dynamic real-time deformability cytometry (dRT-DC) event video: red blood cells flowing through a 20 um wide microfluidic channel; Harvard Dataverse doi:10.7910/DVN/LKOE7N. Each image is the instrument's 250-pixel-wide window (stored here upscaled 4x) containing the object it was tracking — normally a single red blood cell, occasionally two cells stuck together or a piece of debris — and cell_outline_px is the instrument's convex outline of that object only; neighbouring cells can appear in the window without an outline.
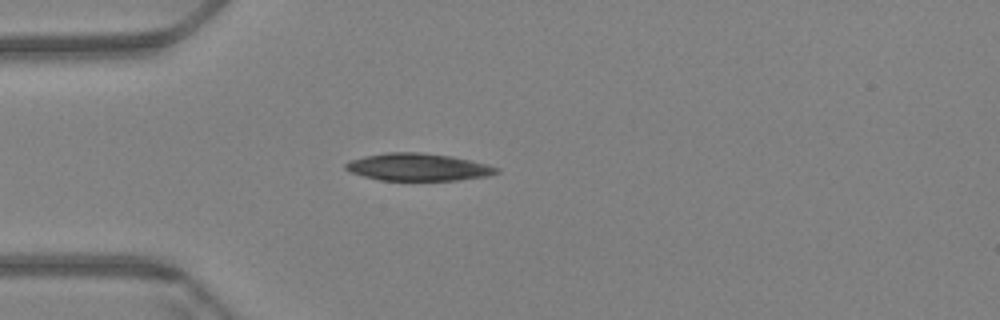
{"species": "Egyptian fruit bat (a non-hibernating species)", "species_latin": "Rousettus aegyptiacus", "temperature_condition": "warm", "stored_images_in_passage": 45, "camera_frame_rate_fps": 3000, "um_per_image_px": 0.085, "animal": {"sex": "female"}, "frame": {"image": 1, "passage_image": 1, "time_ms": 0.0, "image_size_px": [1000, 320], "cell_outline_px": [[500, 172], [488, 176], [460, 180], [380, 180], [364, 176], [352, 172], [344, 168], [344, 164], [352, 160], [364, 156], [388, 152], [420, 152], [452, 156], [488, 164], [500, 168]], "centroid_in_image_um": [35.58, 14.2], "position_along_channel_um": 49.4, "area_um2": 24.1}}
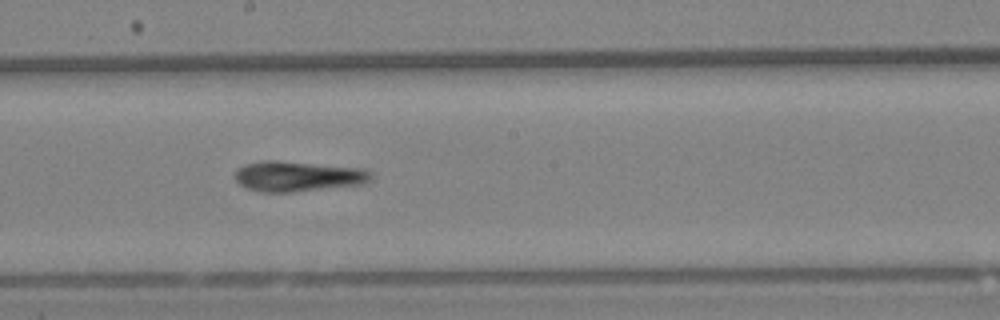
{"frame": {"image": 2, "passage_image": 18, "time_ms": 5.667, "image_size_px": [1000, 320], "cell_outline_px": [[372, 180], [364, 184], [292, 192], [260, 192], [248, 188], [240, 184], [232, 176], [244, 164], [264, 160], [276, 160], [360, 168], [372, 172]], "centroid_in_image_um": [25.32, 14.99], "position_along_channel_um": 222.9, "area_um2": 24.04}}
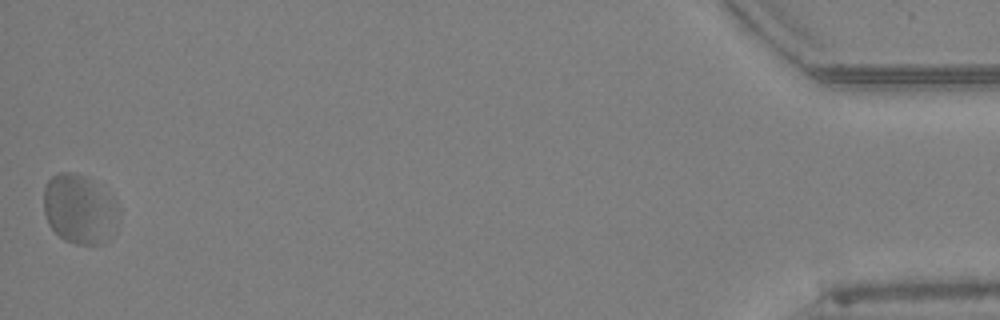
{"frame": {"image": 3, "passage_image": 45, "time_ms": 14.667, "image_size_px": [1000, 320], "cell_outline_px": [[120, 212], [104, 244], [76, 244], [64, 240], [48, 224], [44, 212], [44, 188], [48, 180], [52, 176], [60, 172], [72, 172], [84, 176]], "centroid_in_image_um": [6.64, 17.81], "position_along_channel_um": 428.6, "area_um2": 28.84}, "authors_computed_cell_mechanics": {"area_um2": 24.276, "velocity_mm_per_s": 3.3109, "shape_relaxation_time_tau1_ms": null, "shape_relaxation_time_tau2_ms": 2.3764, "deformation_change_tau1": null, "deformation_change_tau2": 0.0681}}